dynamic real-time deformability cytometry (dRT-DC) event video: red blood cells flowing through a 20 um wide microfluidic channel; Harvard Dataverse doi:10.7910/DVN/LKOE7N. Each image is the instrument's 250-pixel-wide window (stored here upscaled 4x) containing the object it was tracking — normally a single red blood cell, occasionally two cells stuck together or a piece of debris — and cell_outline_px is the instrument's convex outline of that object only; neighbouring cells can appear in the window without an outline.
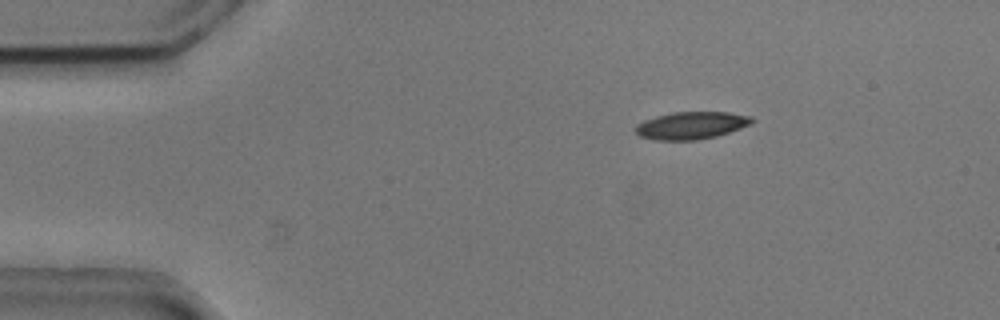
{"species": "common noctule bat (a hibernating species)", "species_latin": "Nyctalus noctula", "temperature_condition": "cold", "stored_images_in_passage": 54, "camera_frame_rate_fps": 3000, "um_per_image_px": 0.085, "animal": {"sex": "male", "body_mass_g": 20.5, "forearm_length_mm": 52.5}, "frame": {"image": 1, "passage_image": 9, "time_ms": 2.667, "image_size_px": [1000, 320], "cell_outline_px": [[756, 120], [740, 128], [716, 136], [696, 140], [652, 140], [640, 136], [636, 132], [636, 124], [644, 120], [656, 116], [672, 112], [728, 112], [752, 116]], "centroid_in_image_um": [58.74, 10.66], "position_along_channel_um": 26.3, "area_um2": 18.55}}
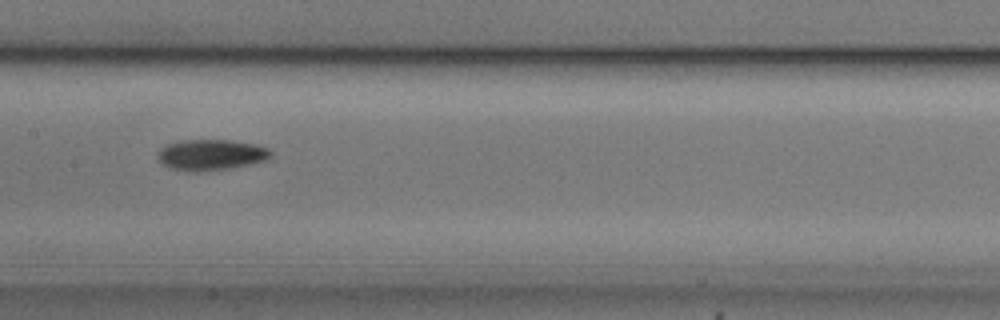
{"frame": {"image": 2, "passage_image": 27, "time_ms": 8.667, "image_size_px": [1000, 320], "cell_outline_px": [[272, 156], [268, 160], [252, 164], [228, 168], [200, 172], [188, 172], [168, 168], [160, 164], [156, 160], [156, 152], [164, 144], [180, 140], [228, 140], [256, 144], [268, 148], [272, 152]], "centroid_in_image_um": [17.86, 13.17], "position_along_channel_um": 189.5, "area_um2": 20.98}}
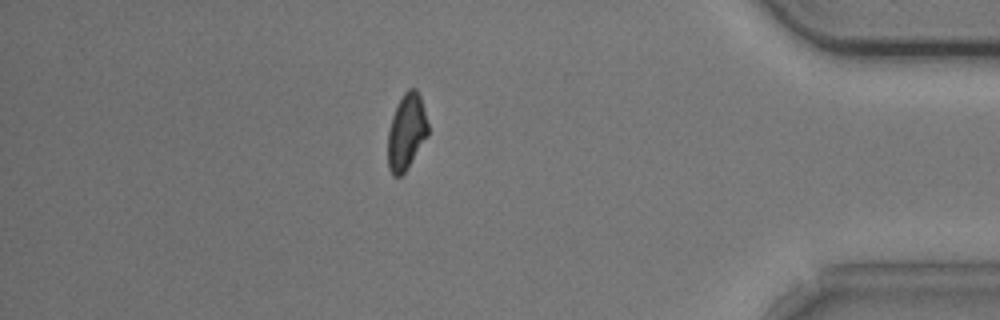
{"frame": {"image": 3, "passage_image": 47, "time_ms": 15.333, "image_size_px": [1000, 320], "cell_outline_px": [[428, 136], [404, 172], [400, 176], [392, 176], [388, 168], [388, 132], [392, 116], [404, 92], [408, 88], [416, 88], [420, 96], [428, 124]], "centroid_in_image_um": [34.54, 11.21], "position_along_channel_um": 400.7, "area_um2": 17.57}, "authors_computed_cell_mechanics": {"area_um2": 18.9006, "velocity_mm_per_s": 3.7415, "shape_relaxation_time_tau1_ms": 2.2628, "shape_relaxation_time_tau2_ms": null, "deformation_change_tau1": 0.1171, "deformation_change_tau2": null}}